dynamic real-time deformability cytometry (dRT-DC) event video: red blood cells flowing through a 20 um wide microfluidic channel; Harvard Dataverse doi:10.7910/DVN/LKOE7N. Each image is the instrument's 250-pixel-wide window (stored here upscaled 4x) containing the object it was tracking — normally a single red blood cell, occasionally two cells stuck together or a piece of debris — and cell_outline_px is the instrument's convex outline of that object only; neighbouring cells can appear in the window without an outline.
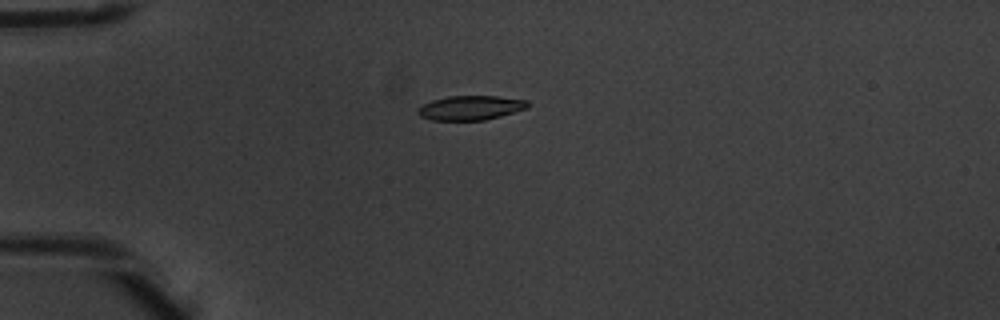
{"species": "common noctule bat (a hibernating species)", "species_latin": "Nyctalus noctula", "temperature_condition": "warm", "stored_images_in_passage": 6, "camera_frame_rate_fps": 3000, "um_per_image_px": 0.085, "animal": {"sex": "male", "body_mass_g": 20.1, "forearm_length_mm": 53.5}, "frame": {"image": 1, "passage_image": 4, "time_ms": 1.0, "image_size_px": [1000, 320], "cell_outline_px": [[528, 108], [500, 116], [484, 120], [432, 120], [420, 116], [416, 112], [416, 108], [432, 100], [448, 96], [496, 96], [528, 100]], "centroid_in_image_um": [39.98, 9.16], "position_along_channel_um": 45.0, "area_um2": 15.61}}